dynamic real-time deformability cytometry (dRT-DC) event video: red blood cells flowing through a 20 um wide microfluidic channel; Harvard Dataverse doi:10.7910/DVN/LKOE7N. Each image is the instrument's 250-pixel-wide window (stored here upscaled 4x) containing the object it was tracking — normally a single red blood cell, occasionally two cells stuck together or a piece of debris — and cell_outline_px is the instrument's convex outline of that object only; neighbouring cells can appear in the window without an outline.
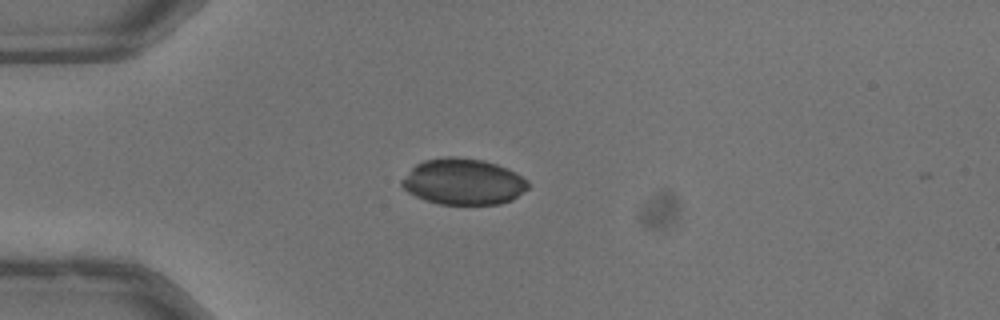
{"species": "common noctule bat (a hibernating species)", "species_latin": "Nyctalus noctula", "temperature_condition": "warm", "stored_images_in_passage": 40, "camera_frame_rate_fps": 3000, "um_per_image_px": 0.085, "animal": {"sex": "male", "body_mass_g": 13.3}, "frame": {"image": 1, "passage_image": 2, "time_ms": 0.333, "image_size_px": [1000, 320], "cell_outline_px": [[528, 188], [512, 200], [500, 204], [440, 204], [424, 200], [408, 192], [400, 184], [400, 180], [416, 164], [424, 160], [448, 156], [456, 156], [484, 160], [508, 168], [528, 180]], "centroid_in_image_um": [39.37, 15.44], "position_along_channel_um": 45.6, "area_um2": 34.04}}
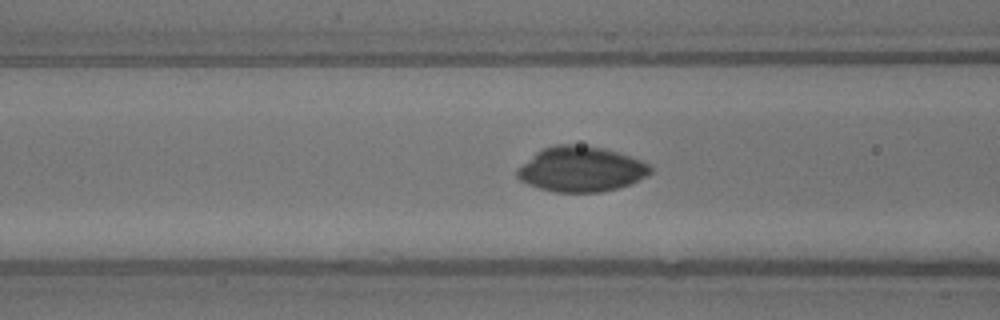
{"frame": {"image": 2, "passage_image": 9, "time_ms": 2.667, "image_size_px": [1000, 320], "cell_outline_px": [[652, 172], [648, 176], [628, 184], [616, 188], [600, 192], [552, 192], [528, 184], [520, 180], [516, 176], [516, 168], [540, 148], [556, 144], [572, 144], [604, 148], [640, 160], [648, 164], [652, 168]], "centroid_in_image_um": [49.33, 14.37], "position_along_channel_um": 117.3, "area_um2": 35.08}}
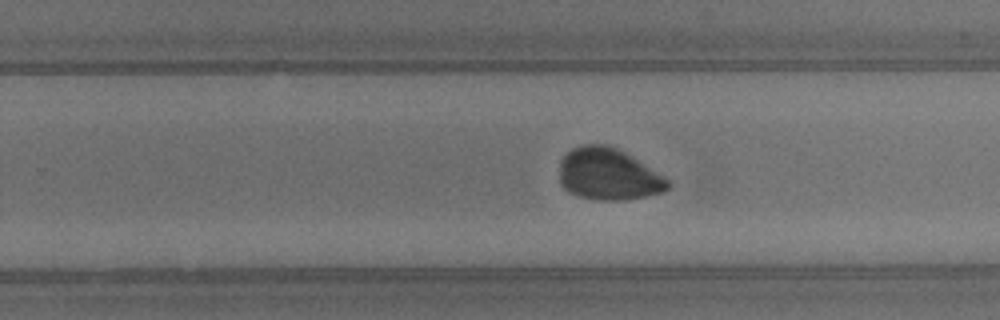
{"frame": {"image": 3, "passage_image": 21, "time_ms": 6.667, "image_size_px": [1000, 320], "cell_outline_px": [[672, 184], [664, 192], [644, 196], [620, 200], [600, 200], [580, 196], [568, 192], [560, 184], [560, 160], [572, 148], [580, 144], [608, 144], [624, 152], [668, 180]], "centroid_in_image_um": [51.67, 14.81], "position_along_channel_um": 278.1, "area_um2": 32.37}}